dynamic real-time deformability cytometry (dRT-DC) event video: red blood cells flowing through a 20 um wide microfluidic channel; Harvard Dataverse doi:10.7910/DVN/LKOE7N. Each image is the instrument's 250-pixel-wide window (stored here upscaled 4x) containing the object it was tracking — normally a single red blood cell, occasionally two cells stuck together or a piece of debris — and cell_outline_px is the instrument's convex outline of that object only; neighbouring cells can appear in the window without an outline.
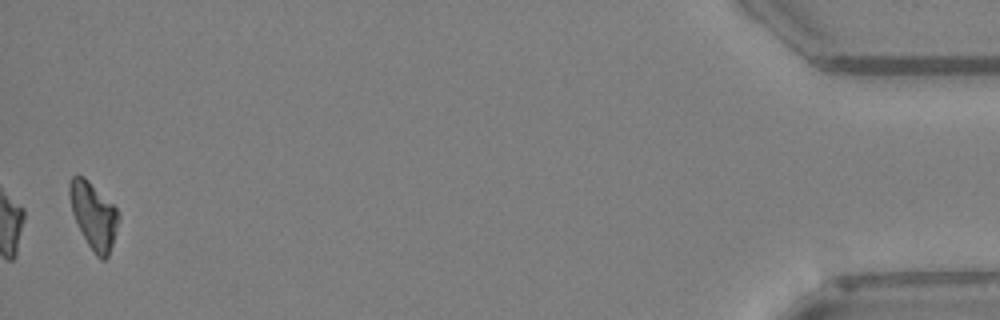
{"species": "Egyptian fruit bat (a non-hibernating species)", "species_latin": "Rousettus aegyptiacus", "temperature_condition": "warm", "stored_images_in_passage": 32, "camera_frame_rate_fps": 3000, "um_per_image_px": 0.085, "animal": {"sex": "female"}, "frame": {"image": 1, "passage_image": 32, "time_ms": 10.333, "image_size_px": [1000, 320], "cell_outline_px": [[120, 216], [112, 244], [108, 256], [104, 260], [100, 260], [96, 256], [88, 244], [72, 212], [68, 196], [68, 184], [72, 176], [84, 176], [116, 208]], "centroid_in_image_um": [7.94, 18.3], "position_along_channel_um": 427.3, "area_um2": 18.67}}